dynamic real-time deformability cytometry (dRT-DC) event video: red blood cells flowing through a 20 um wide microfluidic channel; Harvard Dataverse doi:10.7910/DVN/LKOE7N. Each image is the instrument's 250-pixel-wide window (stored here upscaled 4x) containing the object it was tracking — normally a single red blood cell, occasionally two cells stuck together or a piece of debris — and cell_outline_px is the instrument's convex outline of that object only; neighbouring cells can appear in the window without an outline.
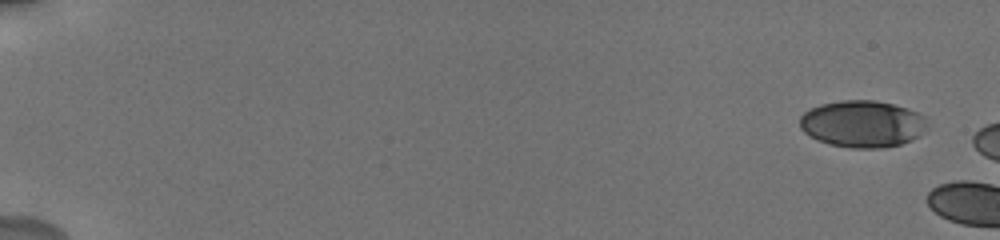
{"species": "human", "species_latin": "Homo sapiens", "temperature_condition": "cold", "stored_images_in_passage": 3, "camera_frame_rate_fps": 3000, "um_per_image_px": 0.085, "donor": {"sex": "male"}, "frame": {"image": 1, "passage_image": 1, "time_ms": 0.0, "image_size_px": [1000, 240], "cell_outline_px": [[928, 128], [920, 136], [912, 140], [900, 144], [884, 148], [852, 148], [828, 144], [804, 132], [800, 128], [800, 116], [804, 112], [820, 104], [840, 100], [876, 100], [908, 108], [924, 116]], "centroid_in_image_um": [73.33, 10.53], "position_along_channel_um": 11.7, "area_um2": 34.97}}